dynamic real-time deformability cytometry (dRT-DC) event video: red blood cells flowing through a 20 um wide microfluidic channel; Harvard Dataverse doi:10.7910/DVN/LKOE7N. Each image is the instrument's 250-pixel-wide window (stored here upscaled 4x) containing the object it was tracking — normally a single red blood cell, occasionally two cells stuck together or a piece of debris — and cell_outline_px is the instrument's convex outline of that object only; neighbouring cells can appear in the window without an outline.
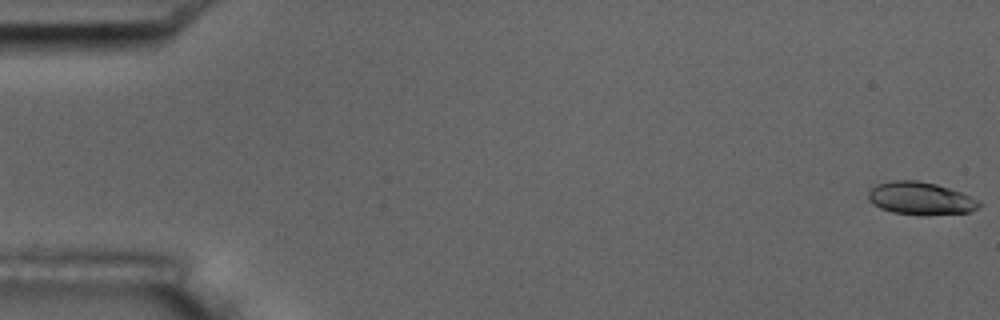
{"species": "common noctule bat (a hibernating species)", "species_latin": "Nyctalus noctula", "temperature_condition": "room temperature", "stored_images_in_passage": 56, "camera_frame_rate_fps": 3000, "um_per_image_px": 0.085, "animal": {"sex": "male", "body_mass_g": 17.5, "forearm_length_mm": 52.3}, "frame": {"image": 1, "passage_image": 1, "time_ms": 0.0, "image_size_px": [1000, 320], "cell_outline_px": [[980, 204], [976, 208], [968, 212], [928, 216], [920, 216], [892, 212], [880, 208], [872, 204], [868, 200], [868, 188], [876, 184], [892, 180], [916, 180], [936, 184], [960, 192], [980, 200]], "centroid_in_image_um": [78.19, 16.87], "position_along_channel_um": 6.8, "area_um2": 21.44}}
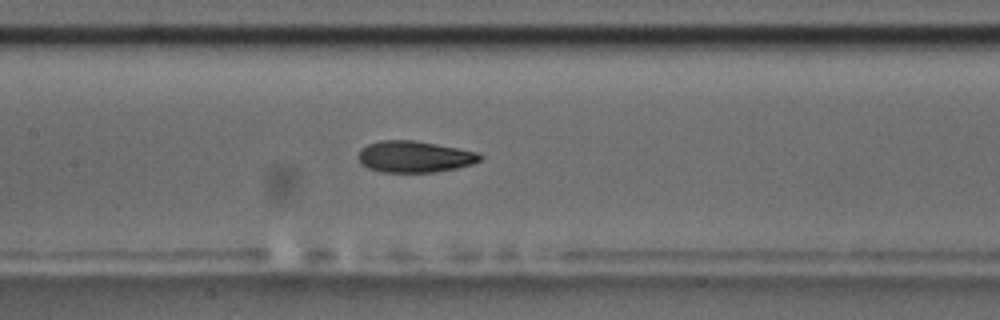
{"frame": {"image": 2, "passage_image": 27, "time_ms": 8.667, "image_size_px": [1000, 320], "cell_outline_px": [[484, 156], [480, 160], [472, 164], [456, 168], [436, 172], [380, 172], [368, 168], [360, 164], [356, 156], [360, 148], [368, 144], [380, 140], [412, 140], [436, 144], [476, 152]], "centroid_in_image_um": [35.17, 13.32], "position_along_channel_um": 172.2, "area_um2": 22.43}}
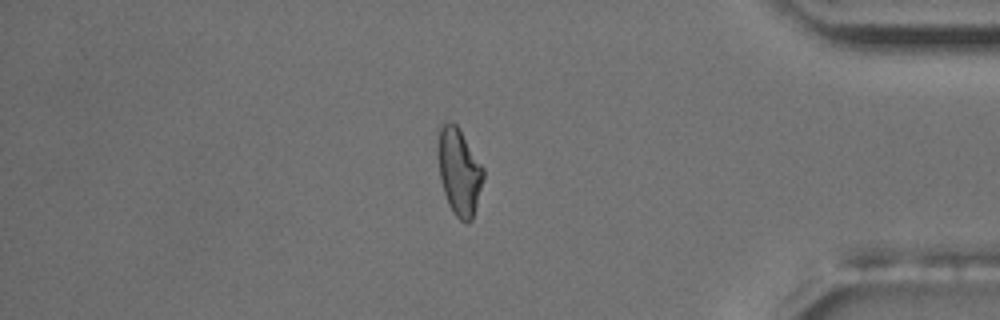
{"frame": {"image": 3, "passage_image": 48, "time_ms": 15.667, "image_size_px": [1000, 320], "cell_outline_px": [[484, 176], [472, 220], [468, 224], [460, 220], [452, 212], [448, 204], [440, 180], [436, 148], [436, 128], [440, 120], [452, 120], [456, 124], [484, 168]], "centroid_in_image_um": [38.96, 14.49], "position_along_channel_um": 396.2, "area_um2": 23.7}, "authors_computed_cell_mechanics": {"area_um2": 22.3686, "velocity_mm_per_s": 3.6368, "shape_relaxation_time_tau1_ms": 4.6028, "shape_relaxation_time_tau2_ms": 1.5386, "deformation_change_tau1": 0.1599, "deformation_change_tau2": 0.0708}}